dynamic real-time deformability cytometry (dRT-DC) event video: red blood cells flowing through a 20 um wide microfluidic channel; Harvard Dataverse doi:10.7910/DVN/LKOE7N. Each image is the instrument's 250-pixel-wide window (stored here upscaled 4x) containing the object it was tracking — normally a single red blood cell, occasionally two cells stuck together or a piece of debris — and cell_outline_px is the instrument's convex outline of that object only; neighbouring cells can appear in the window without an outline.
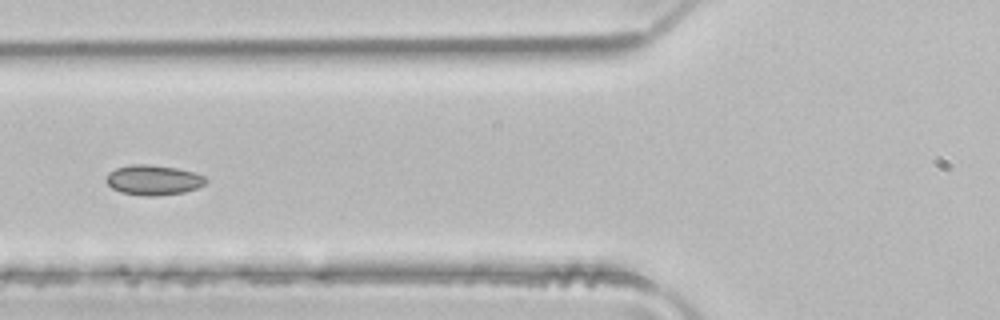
{"species": "common noctule bat (a hibernating species)", "species_latin": "Nyctalus noctula", "temperature_condition": "room temperature", "stored_images_in_passage": 6, "camera_frame_rate_fps": 3000, "um_per_image_px": 0.085, "animal": {"sex": "male", "body_mass_g": 21.5, "forearm_length_mm": 52.0}, "frame": {"image": 1, "passage_image": 5, "time_ms": 1.333, "image_size_px": [1000, 320], "cell_outline_px": [[208, 180], [204, 184], [196, 188], [184, 192], [156, 196], [144, 196], [120, 192], [112, 188], [104, 180], [108, 172], [116, 168], [132, 164], [148, 164], [176, 168], [192, 172], [204, 176]], "centroid_in_image_um": [12.99, 15.3], "position_along_channel_um": 112.8, "area_um2": 17.46}}
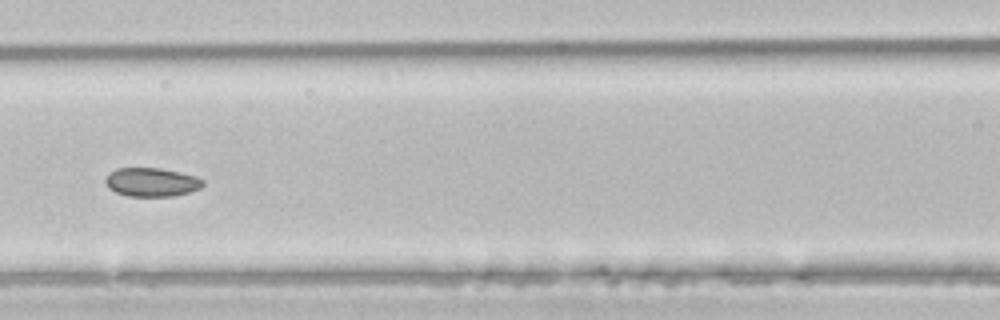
{"frame": {"image": 2, "passage_image": 6, "time_ms": 1.667, "image_size_px": [1000, 320], "cell_outline_px": [[204, 184], [200, 188], [188, 192], [172, 196], [128, 196], [116, 192], [108, 188], [104, 180], [116, 168], [160, 168], [180, 172], [196, 176], [204, 180]], "centroid_in_image_um": [12.9, 15.48], "position_along_channel_um": 153.7, "area_um2": 16.24}}